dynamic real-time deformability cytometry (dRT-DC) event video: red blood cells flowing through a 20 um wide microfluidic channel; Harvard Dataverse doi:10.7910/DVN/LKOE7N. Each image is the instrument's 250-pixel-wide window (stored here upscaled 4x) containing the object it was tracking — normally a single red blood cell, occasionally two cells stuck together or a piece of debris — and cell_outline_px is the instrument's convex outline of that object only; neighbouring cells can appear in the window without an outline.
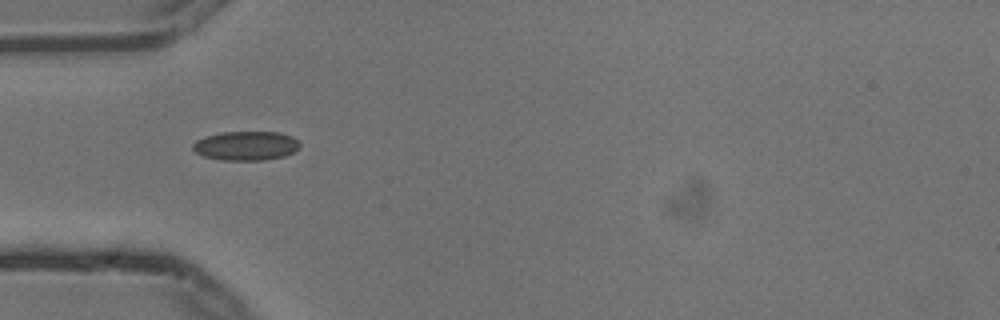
{"species": "common noctule bat (a hibernating species)", "species_latin": "Nyctalus noctula", "temperature_condition": "cold", "stored_images_in_passage": 4, "camera_frame_rate_fps": 3000, "um_per_image_px": 0.085, "animal": {"sex": "male", "body_mass_g": 13.3}, "frame": {"image": 1, "passage_image": 1, "time_ms": 0.0, "image_size_px": [1000, 320], "cell_outline_px": [[300, 148], [284, 156], [264, 160], [220, 160], [204, 156], [196, 152], [192, 148], [192, 144], [196, 140], [204, 136], [220, 132], [280, 132], [292, 136], [300, 144]], "centroid_in_image_um": [20.89, 12.38], "position_along_channel_um": 64.1, "area_um2": 18.26}}
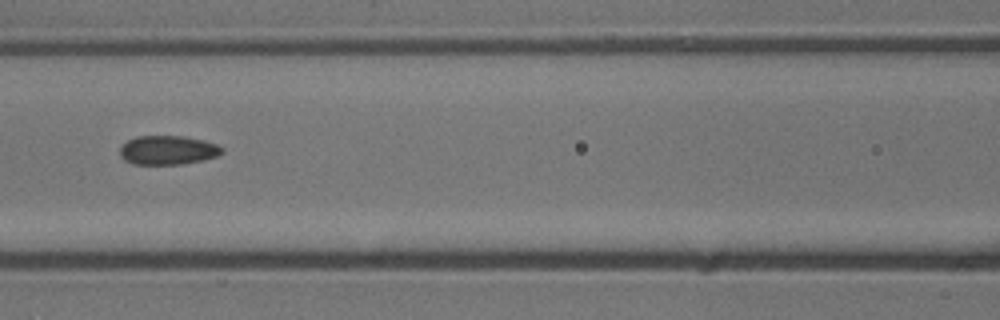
{"frame": {"image": 2, "passage_image": 3, "time_ms": 0.667, "image_size_px": [1000, 320], "cell_outline_px": [[224, 152], [216, 156], [204, 160], [180, 164], [132, 164], [124, 160], [120, 156], [120, 148], [128, 140], [136, 136], [184, 136], [204, 140], [216, 144], [224, 148]], "centroid_in_image_um": [14.27, 12.76], "position_along_channel_um": 152.3, "area_um2": 17.34}}
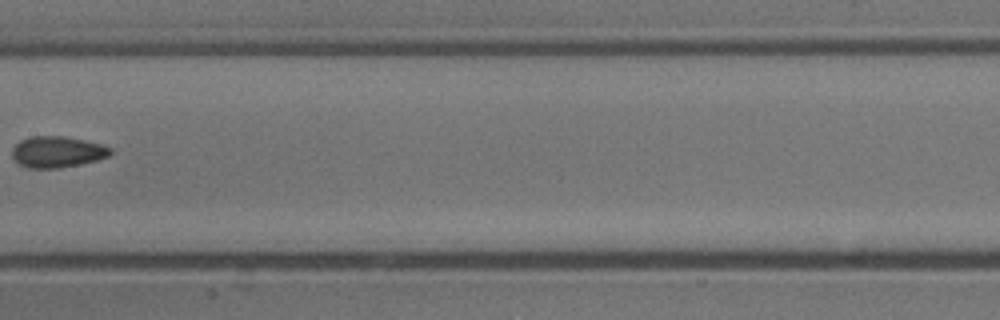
{"frame": {"image": 3, "passage_image": 4, "time_ms": 1.0, "image_size_px": [1000, 320], "cell_outline_px": [[112, 152], [108, 156], [96, 160], [80, 164], [56, 168], [28, 168], [20, 164], [12, 156], [12, 148], [20, 140], [32, 136], [64, 136], [84, 140], [100, 144], [112, 148]], "centroid_in_image_um": [4.85, 12.9], "position_along_channel_um": 202.5, "area_um2": 17.74}}